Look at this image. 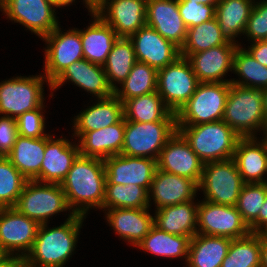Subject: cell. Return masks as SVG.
I'll use <instances>...</instances> for the list:
<instances>
[{"instance_id": "obj_1", "label": "cell", "mask_w": 267, "mask_h": 267, "mask_svg": "<svg viewBox=\"0 0 267 267\" xmlns=\"http://www.w3.org/2000/svg\"><path fill=\"white\" fill-rule=\"evenodd\" d=\"M60 185L74 214L86 216L91 208L101 210L106 186L104 159L79 154Z\"/></svg>"}, {"instance_id": "obj_2", "label": "cell", "mask_w": 267, "mask_h": 267, "mask_svg": "<svg viewBox=\"0 0 267 267\" xmlns=\"http://www.w3.org/2000/svg\"><path fill=\"white\" fill-rule=\"evenodd\" d=\"M66 221L49 228L40 224L31 251L23 259L25 267H64L73 255L84 217L70 211Z\"/></svg>"}, {"instance_id": "obj_3", "label": "cell", "mask_w": 267, "mask_h": 267, "mask_svg": "<svg viewBox=\"0 0 267 267\" xmlns=\"http://www.w3.org/2000/svg\"><path fill=\"white\" fill-rule=\"evenodd\" d=\"M203 163L233 158L237 141L241 138L223 120L198 125H177Z\"/></svg>"}, {"instance_id": "obj_4", "label": "cell", "mask_w": 267, "mask_h": 267, "mask_svg": "<svg viewBox=\"0 0 267 267\" xmlns=\"http://www.w3.org/2000/svg\"><path fill=\"white\" fill-rule=\"evenodd\" d=\"M223 121L241 138L256 137L258 131L263 132L264 137L266 121L262 91L230 84Z\"/></svg>"}, {"instance_id": "obj_5", "label": "cell", "mask_w": 267, "mask_h": 267, "mask_svg": "<svg viewBox=\"0 0 267 267\" xmlns=\"http://www.w3.org/2000/svg\"><path fill=\"white\" fill-rule=\"evenodd\" d=\"M230 82H199L195 93L175 113L176 125H198L223 120Z\"/></svg>"}, {"instance_id": "obj_6", "label": "cell", "mask_w": 267, "mask_h": 267, "mask_svg": "<svg viewBox=\"0 0 267 267\" xmlns=\"http://www.w3.org/2000/svg\"><path fill=\"white\" fill-rule=\"evenodd\" d=\"M176 131V121L133 122L125 120L121 154L158 160L161 150Z\"/></svg>"}, {"instance_id": "obj_7", "label": "cell", "mask_w": 267, "mask_h": 267, "mask_svg": "<svg viewBox=\"0 0 267 267\" xmlns=\"http://www.w3.org/2000/svg\"><path fill=\"white\" fill-rule=\"evenodd\" d=\"M14 208L39 224H48V219L55 214L70 211L60 184L35 180L26 182Z\"/></svg>"}, {"instance_id": "obj_8", "label": "cell", "mask_w": 267, "mask_h": 267, "mask_svg": "<svg viewBox=\"0 0 267 267\" xmlns=\"http://www.w3.org/2000/svg\"><path fill=\"white\" fill-rule=\"evenodd\" d=\"M244 184L236 163L233 158H230L204 163L198 187L205 196L203 200L214 204L235 206Z\"/></svg>"}, {"instance_id": "obj_9", "label": "cell", "mask_w": 267, "mask_h": 267, "mask_svg": "<svg viewBox=\"0 0 267 267\" xmlns=\"http://www.w3.org/2000/svg\"><path fill=\"white\" fill-rule=\"evenodd\" d=\"M46 79V80H44ZM44 82L51 83L44 74L17 76L0 83V115L17 118L21 114L35 110L44 103Z\"/></svg>"}, {"instance_id": "obj_10", "label": "cell", "mask_w": 267, "mask_h": 267, "mask_svg": "<svg viewBox=\"0 0 267 267\" xmlns=\"http://www.w3.org/2000/svg\"><path fill=\"white\" fill-rule=\"evenodd\" d=\"M198 84L190 62L183 56L157 72V92L174 113L191 98Z\"/></svg>"}, {"instance_id": "obj_11", "label": "cell", "mask_w": 267, "mask_h": 267, "mask_svg": "<svg viewBox=\"0 0 267 267\" xmlns=\"http://www.w3.org/2000/svg\"><path fill=\"white\" fill-rule=\"evenodd\" d=\"M55 7L50 0H4L0 11L42 39L60 25Z\"/></svg>"}, {"instance_id": "obj_12", "label": "cell", "mask_w": 267, "mask_h": 267, "mask_svg": "<svg viewBox=\"0 0 267 267\" xmlns=\"http://www.w3.org/2000/svg\"><path fill=\"white\" fill-rule=\"evenodd\" d=\"M197 234L208 236L242 238L251 233L235 206L199 201L197 215Z\"/></svg>"}, {"instance_id": "obj_13", "label": "cell", "mask_w": 267, "mask_h": 267, "mask_svg": "<svg viewBox=\"0 0 267 267\" xmlns=\"http://www.w3.org/2000/svg\"><path fill=\"white\" fill-rule=\"evenodd\" d=\"M62 32L60 26H57L53 32L42 38L46 43L44 76L50 83L69 65L84 59L79 29Z\"/></svg>"}, {"instance_id": "obj_14", "label": "cell", "mask_w": 267, "mask_h": 267, "mask_svg": "<svg viewBox=\"0 0 267 267\" xmlns=\"http://www.w3.org/2000/svg\"><path fill=\"white\" fill-rule=\"evenodd\" d=\"M39 226L37 221L19 213L14 207L0 208L1 251L24 259L33 247Z\"/></svg>"}, {"instance_id": "obj_15", "label": "cell", "mask_w": 267, "mask_h": 267, "mask_svg": "<svg viewBox=\"0 0 267 267\" xmlns=\"http://www.w3.org/2000/svg\"><path fill=\"white\" fill-rule=\"evenodd\" d=\"M203 165L204 163L178 130L165 144L157 160L158 169L188 177L198 185L202 178Z\"/></svg>"}, {"instance_id": "obj_16", "label": "cell", "mask_w": 267, "mask_h": 267, "mask_svg": "<svg viewBox=\"0 0 267 267\" xmlns=\"http://www.w3.org/2000/svg\"><path fill=\"white\" fill-rule=\"evenodd\" d=\"M106 184H135L147 191L158 168L157 160L118 154L104 159Z\"/></svg>"}, {"instance_id": "obj_17", "label": "cell", "mask_w": 267, "mask_h": 267, "mask_svg": "<svg viewBox=\"0 0 267 267\" xmlns=\"http://www.w3.org/2000/svg\"><path fill=\"white\" fill-rule=\"evenodd\" d=\"M146 3L145 0H104L94 12L118 37L129 38L146 25Z\"/></svg>"}, {"instance_id": "obj_18", "label": "cell", "mask_w": 267, "mask_h": 267, "mask_svg": "<svg viewBox=\"0 0 267 267\" xmlns=\"http://www.w3.org/2000/svg\"><path fill=\"white\" fill-rule=\"evenodd\" d=\"M129 39L133 44L137 61L146 63L157 71L181 56L178 46L147 25L131 35Z\"/></svg>"}, {"instance_id": "obj_19", "label": "cell", "mask_w": 267, "mask_h": 267, "mask_svg": "<svg viewBox=\"0 0 267 267\" xmlns=\"http://www.w3.org/2000/svg\"><path fill=\"white\" fill-rule=\"evenodd\" d=\"M239 43L229 41L225 45L212 47L187 57L199 82H231L223 79L226 73L233 70L234 54Z\"/></svg>"}, {"instance_id": "obj_20", "label": "cell", "mask_w": 267, "mask_h": 267, "mask_svg": "<svg viewBox=\"0 0 267 267\" xmlns=\"http://www.w3.org/2000/svg\"><path fill=\"white\" fill-rule=\"evenodd\" d=\"M72 82L96 98H108L114 95V90L108 83L103 66L89 62L86 59L69 65L51 82V91L60 88L65 82Z\"/></svg>"}, {"instance_id": "obj_21", "label": "cell", "mask_w": 267, "mask_h": 267, "mask_svg": "<svg viewBox=\"0 0 267 267\" xmlns=\"http://www.w3.org/2000/svg\"><path fill=\"white\" fill-rule=\"evenodd\" d=\"M198 190V184L190 178L157 168L148 191L149 206L151 198L155 203V210L194 200Z\"/></svg>"}, {"instance_id": "obj_22", "label": "cell", "mask_w": 267, "mask_h": 267, "mask_svg": "<svg viewBox=\"0 0 267 267\" xmlns=\"http://www.w3.org/2000/svg\"><path fill=\"white\" fill-rule=\"evenodd\" d=\"M146 25L180 49L185 43L187 27L179 13L178 0L147 1Z\"/></svg>"}, {"instance_id": "obj_23", "label": "cell", "mask_w": 267, "mask_h": 267, "mask_svg": "<svg viewBox=\"0 0 267 267\" xmlns=\"http://www.w3.org/2000/svg\"><path fill=\"white\" fill-rule=\"evenodd\" d=\"M233 160L244 183L267 182L265 176L267 174V139L265 137L262 136L260 141L257 137L240 138L235 147Z\"/></svg>"}, {"instance_id": "obj_24", "label": "cell", "mask_w": 267, "mask_h": 267, "mask_svg": "<svg viewBox=\"0 0 267 267\" xmlns=\"http://www.w3.org/2000/svg\"><path fill=\"white\" fill-rule=\"evenodd\" d=\"M79 154L78 143L73 144L65 138L54 139L49 134L40 168V182L61 184Z\"/></svg>"}, {"instance_id": "obj_25", "label": "cell", "mask_w": 267, "mask_h": 267, "mask_svg": "<svg viewBox=\"0 0 267 267\" xmlns=\"http://www.w3.org/2000/svg\"><path fill=\"white\" fill-rule=\"evenodd\" d=\"M103 211L114 233L135 248L154 225V216L149 213V208H112Z\"/></svg>"}, {"instance_id": "obj_26", "label": "cell", "mask_w": 267, "mask_h": 267, "mask_svg": "<svg viewBox=\"0 0 267 267\" xmlns=\"http://www.w3.org/2000/svg\"><path fill=\"white\" fill-rule=\"evenodd\" d=\"M96 101L75 116L73 136L80 138L86 132L116 124L124 118L123 103L115 95Z\"/></svg>"}, {"instance_id": "obj_27", "label": "cell", "mask_w": 267, "mask_h": 267, "mask_svg": "<svg viewBox=\"0 0 267 267\" xmlns=\"http://www.w3.org/2000/svg\"><path fill=\"white\" fill-rule=\"evenodd\" d=\"M125 134V118L120 122L84 133L78 140L80 155L105 159L121 154Z\"/></svg>"}, {"instance_id": "obj_28", "label": "cell", "mask_w": 267, "mask_h": 267, "mask_svg": "<svg viewBox=\"0 0 267 267\" xmlns=\"http://www.w3.org/2000/svg\"><path fill=\"white\" fill-rule=\"evenodd\" d=\"M90 15L93 18L91 24L86 29L79 30L84 59L103 66L118 36L94 11Z\"/></svg>"}, {"instance_id": "obj_29", "label": "cell", "mask_w": 267, "mask_h": 267, "mask_svg": "<svg viewBox=\"0 0 267 267\" xmlns=\"http://www.w3.org/2000/svg\"><path fill=\"white\" fill-rule=\"evenodd\" d=\"M198 205L194 200L155 210L154 225L172 235L197 234Z\"/></svg>"}, {"instance_id": "obj_30", "label": "cell", "mask_w": 267, "mask_h": 267, "mask_svg": "<svg viewBox=\"0 0 267 267\" xmlns=\"http://www.w3.org/2000/svg\"><path fill=\"white\" fill-rule=\"evenodd\" d=\"M46 143L47 136L29 138L19 135L7 158L27 180L40 182V168Z\"/></svg>"}, {"instance_id": "obj_31", "label": "cell", "mask_w": 267, "mask_h": 267, "mask_svg": "<svg viewBox=\"0 0 267 267\" xmlns=\"http://www.w3.org/2000/svg\"><path fill=\"white\" fill-rule=\"evenodd\" d=\"M232 239L195 234L189 244L187 267H221Z\"/></svg>"}, {"instance_id": "obj_32", "label": "cell", "mask_w": 267, "mask_h": 267, "mask_svg": "<svg viewBox=\"0 0 267 267\" xmlns=\"http://www.w3.org/2000/svg\"><path fill=\"white\" fill-rule=\"evenodd\" d=\"M254 4L255 0H219L215 17L228 41L236 43L235 37L244 33Z\"/></svg>"}, {"instance_id": "obj_33", "label": "cell", "mask_w": 267, "mask_h": 267, "mask_svg": "<svg viewBox=\"0 0 267 267\" xmlns=\"http://www.w3.org/2000/svg\"><path fill=\"white\" fill-rule=\"evenodd\" d=\"M123 112L127 121H176L175 113L164 104L157 91L125 100L123 102Z\"/></svg>"}, {"instance_id": "obj_34", "label": "cell", "mask_w": 267, "mask_h": 267, "mask_svg": "<svg viewBox=\"0 0 267 267\" xmlns=\"http://www.w3.org/2000/svg\"><path fill=\"white\" fill-rule=\"evenodd\" d=\"M190 240L188 236L172 235L153 225L136 247L157 257H183L187 263Z\"/></svg>"}, {"instance_id": "obj_35", "label": "cell", "mask_w": 267, "mask_h": 267, "mask_svg": "<svg viewBox=\"0 0 267 267\" xmlns=\"http://www.w3.org/2000/svg\"><path fill=\"white\" fill-rule=\"evenodd\" d=\"M137 62L134 47L129 38L118 37L103 65L108 83L115 90L122 84Z\"/></svg>"}, {"instance_id": "obj_36", "label": "cell", "mask_w": 267, "mask_h": 267, "mask_svg": "<svg viewBox=\"0 0 267 267\" xmlns=\"http://www.w3.org/2000/svg\"><path fill=\"white\" fill-rule=\"evenodd\" d=\"M157 70L137 61L125 81L114 90V95L123 103L125 100L157 91Z\"/></svg>"}, {"instance_id": "obj_37", "label": "cell", "mask_w": 267, "mask_h": 267, "mask_svg": "<svg viewBox=\"0 0 267 267\" xmlns=\"http://www.w3.org/2000/svg\"><path fill=\"white\" fill-rule=\"evenodd\" d=\"M228 42L221 32L215 17L200 25L187 28V37L184 45L180 49V54L187 58L191 54L202 52L219 45H225Z\"/></svg>"}, {"instance_id": "obj_38", "label": "cell", "mask_w": 267, "mask_h": 267, "mask_svg": "<svg viewBox=\"0 0 267 267\" xmlns=\"http://www.w3.org/2000/svg\"><path fill=\"white\" fill-rule=\"evenodd\" d=\"M233 72L240 78L230 79L231 84L259 90L267 88V67L257 62L241 44L234 54Z\"/></svg>"}, {"instance_id": "obj_39", "label": "cell", "mask_w": 267, "mask_h": 267, "mask_svg": "<svg viewBox=\"0 0 267 267\" xmlns=\"http://www.w3.org/2000/svg\"><path fill=\"white\" fill-rule=\"evenodd\" d=\"M112 208H150L148 191L135 184H106L102 210Z\"/></svg>"}, {"instance_id": "obj_40", "label": "cell", "mask_w": 267, "mask_h": 267, "mask_svg": "<svg viewBox=\"0 0 267 267\" xmlns=\"http://www.w3.org/2000/svg\"><path fill=\"white\" fill-rule=\"evenodd\" d=\"M221 267H260V233L232 239Z\"/></svg>"}, {"instance_id": "obj_41", "label": "cell", "mask_w": 267, "mask_h": 267, "mask_svg": "<svg viewBox=\"0 0 267 267\" xmlns=\"http://www.w3.org/2000/svg\"><path fill=\"white\" fill-rule=\"evenodd\" d=\"M27 181L7 157H0V208L14 207Z\"/></svg>"}, {"instance_id": "obj_42", "label": "cell", "mask_w": 267, "mask_h": 267, "mask_svg": "<svg viewBox=\"0 0 267 267\" xmlns=\"http://www.w3.org/2000/svg\"><path fill=\"white\" fill-rule=\"evenodd\" d=\"M266 197L267 182L244 184L235 207L248 226L258 217Z\"/></svg>"}, {"instance_id": "obj_43", "label": "cell", "mask_w": 267, "mask_h": 267, "mask_svg": "<svg viewBox=\"0 0 267 267\" xmlns=\"http://www.w3.org/2000/svg\"><path fill=\"white\" fill-rule=\"evenodd\" d=\"M179 13L187 28L215 18L216 5H204L189 0H178Z\"/></svg>"}, {"instance_id": "obj_44", "label": "cell", "mask_w": 267, "mask_h": 267, "mask_svg": "<svg viewBox=\"0 0 267 267\" xmlns=\"http://www.w3.org/2000/svg\"><path fill=\"white\" fill-rule=\"evenodd\" d=\"M44 104L39 108L25 112L16 118L18 134L22 137L42 138L48 136L44 131L45 118L43 109Z\"/></svg>"}, {"instance_id": "obj_45", "label": "cell", "mask_w": 267, "mask_h": 267, "mask_svg": "<svg viewBox=\"0 0 267 267\" xmlns=\"http://www.w3.org/2000/svg\"><path fill=\"white\" fill-rule=\"evenodd\" d=\"M251 39L250 42L267 39V0L255 2L243 35Z\"/></svg>"}, {"instance_id": "obj_46", "label": "cell", "mask_w": 267, "mask_h": 267, "mask_svg": "<svg viewBox=\"0 0 267 267\" xmlns=\"http://www.w3.org/2000/svg\"><path fill=\"white\" fill-rule=\"evenodd\" d=\"M18 136L16 118L0 116V157L9 155Z\"/></svg>"}, {"instance_id": "obj_47", "label": "cell", "mask_w": 267, "mask_h": 267, "mask_svg": "<svg viewBox=\"0 0 267 267\" xmlns=\"http://www.w3.org/2000/svg\"><path fill=\"white\" fill-rule=\"evenodd\" d=\"M248 46L249 54L261 65L267 67V41H255Z\"/></svg>"}, {"instance_id": "obj_48", "label": "cell", "mask_w": 267, "mask_h": 267, "mask_svg": "<svg viewBox=\"0 0 267 267\" xmlns=\"http://www.w3.org/2000/svg\"><path fill=\"white\" fill-rule=\"evenodd\" d=\"M267 226V197L262 207L258 217L249 225L251 233H260Z\"/></svg>"}, {"instance_id": "obj_49", "label": "cell", "mask_w": 267, "mask_h": 267, "mask_svg": "<svg viewBox=\"0 0 267 267\" xmlns=\"http://www.w3.org/2000/svg\"><path fill=\"white\" fill-rule=\"evenodd\" d=\"M23 258L12 256V255H5L0 260V267H22Z\"/></svg>"}, {"instance_id": "obj_50", "label": "cell", "mask_w": 267, "mask_h": 267, "mask_svg": "<svg viewBox=\"0 0 267 267\" xmlns=\"http://www.w3.org/2000/svg\"><path fill=\"white\" fill-rule=\"evenodd\" d=\"M260 267H267V239L260 234Z\"/></svg>"}, {"instance_id": "obj_51", "label": "cell", "mask_w": 267, "mask_h": 267, "mask_svg": "<svg viewBox=\"0 0 267 267\" xmlns=\"http://www.w3.org/2000/svg\"><path fill=\"white\" fill-rule=\"evenodd\" d=\"M85 7L91 13L104 1V0H83Z\"/></svg>"}, {"instance_id": "obj_52", "label": "cell", "mask_w": 267, "mask_h": 267, "mask_svg": "<svg viewBox=\"0 0 267 267\" xmlns=\"http://www.w3.org/2000/svg\"><path fill=\"white\" fill-rule=\"evenodd\" d=\"M52 1L58 8L69 6L75 2V0H50Z\"/></svg>"}, {"instance_id": "obj_53", "label": "cell", "mask_w": 267, "mask_h": 267, "mask_svg": "<svg viewBox=\"0 0 267 267\" xmlns=\"http://www.w3.org/2000/svg\"><path fill=\"white\" fill-rule=\"evenodd\" d=\"M263 94V103H264V117L266 121V131H267V88L261 90Z\"/></svg>"}, {"instance_id": "obj_54", "label": "cell", "mask_w": 267, "mask_h": 267, "mask_svg": "<svg viewBox=\"0 0 267 267\" xmlns=\"http://www.w3.org/2000/svg\"><path fill=\"white\" fill-rule=\"evenodd\" d=\"M195 3H202L204 5H217L219 0H189Z\"/></svg>"}, {"instance_id": "obj_55", "label": "cell", "mask_w": 267, "mask_h": 267, "mask_svg": "<svg viewBox=\"0 0 267 267\" xmlns=\"http://www.w3.org/2000/svg\"><path fill=\"white\" fill-rule=\"evenodd\" d=\"M261 236L267 239V226L260 232Z\"/></svg>"}, {"instance_id": "obj_56", "label": "cell", "mask_w": 267, "mask_h": 267, "mask_svg": "<svg viewBox=\"0 0 267 267\" xmlns=\"http://www.w3.org/2000/svg\"><path fill=\"white\" fill-rule=\"evenodd\" d=\"M5 256V254L0 249V260Z\"/></svg>"}]
</instances>
